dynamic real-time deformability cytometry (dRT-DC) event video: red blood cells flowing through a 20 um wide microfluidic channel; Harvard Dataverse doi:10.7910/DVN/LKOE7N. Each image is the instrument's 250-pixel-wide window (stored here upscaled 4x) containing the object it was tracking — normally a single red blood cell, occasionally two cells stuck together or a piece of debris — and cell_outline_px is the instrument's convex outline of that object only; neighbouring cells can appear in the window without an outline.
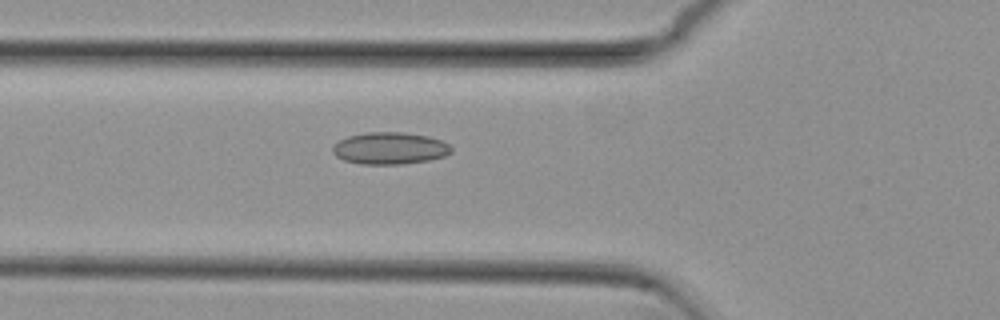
{"species": "common noctule bat (a hibernating species)", "species_latin": "Nyctalus noctula", "temperature_condition": "cold", "stored_images_in_passage": 42, "camera_frame_rate_fps": 3000, "um_per_image_px": 0.085, "animal": {"sex": "female", "body_mass_g": 29.2, "forearm_length_mm": 56.3}, "frame": {"image": 1, "passage_image": 7, "time_ms": 2.0, "image_size_px": [1000, 320], "cell_outline_px": [[452, 152], [444, 156], [428, 160], [400, 164], [360, 164], [344, 160], [336, 156], [332, 152], [332, 148], [340, 140], [348, 136], [364, 132], [404, 132], [428, 136], [440, 140], [448, 144], [452, 148]], "centroid_in_image_um": [33.13, 12.6], "position_along_channel_um": 92.7, "area_um2": 22.08}}
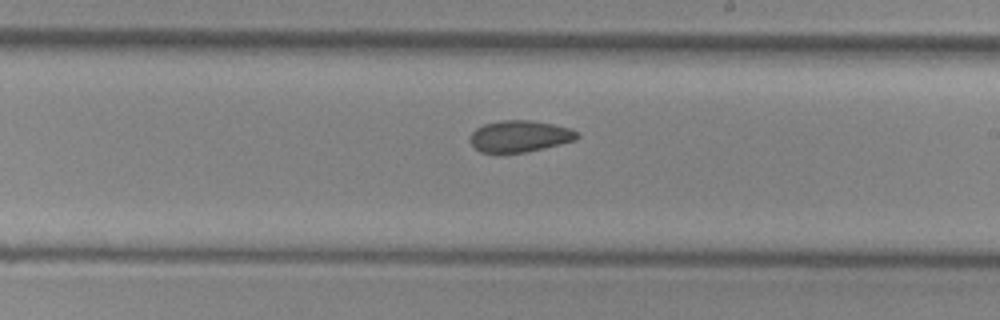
{"frame": {"image": 2, "passage_image": 19, "time_ms": 6.0, "image_size_px": [1000, 320], "cell_outline_px": [[580, 136], [576, 140], [528, 152], [480, 152], [472, 144], [472, 132], [476, 128], [484, 124], [504, 120], [528, 120], [552, 124], [572, 128]], "centroid_in_image_um": [44.22, 11.57], "position_along_channel_um": 244.8, "area_um2": 19.42}}
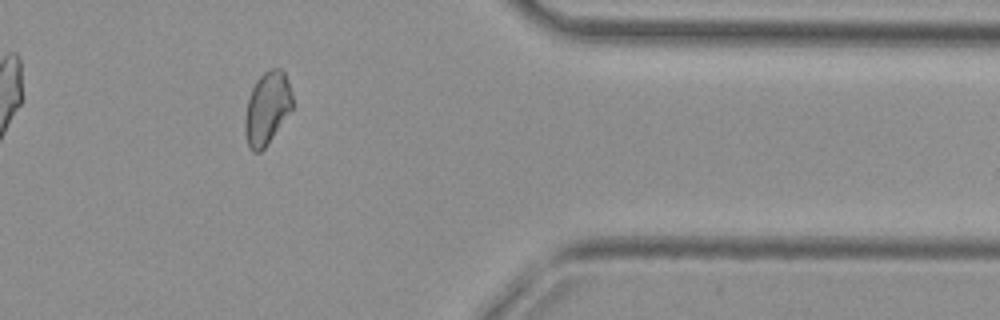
{"frame": {"image": 3, "passage_image": 32, "time_ms": 10.333, "image_size_px": [1000, 320], "cell_outline_px": [[292, 108], [268, 144], [260, 152], [252, 152], [248, 148], [244, 128], [244, 116], [248, 100], [252, 88], [256, 80], [264, 72], [272, 68], [280, 68], [284, 72], [288, 80], [292, 92]], "centroid_in_image_um": [22.69, 9.21], "position_along_channel_um": 388.7, "area_um2": 20.17}, "authors_computed_cell_mechanics": {"area_um2": 20.2878, "velocity_mm_per_s": 3.8009, "shape_relaxation_time_tau1_ms": null, "shape_relaxation_time_tau2_ms": 5.7989, "deformation_change_tau1": null, "deformation_change_tau2": 0.1018}}